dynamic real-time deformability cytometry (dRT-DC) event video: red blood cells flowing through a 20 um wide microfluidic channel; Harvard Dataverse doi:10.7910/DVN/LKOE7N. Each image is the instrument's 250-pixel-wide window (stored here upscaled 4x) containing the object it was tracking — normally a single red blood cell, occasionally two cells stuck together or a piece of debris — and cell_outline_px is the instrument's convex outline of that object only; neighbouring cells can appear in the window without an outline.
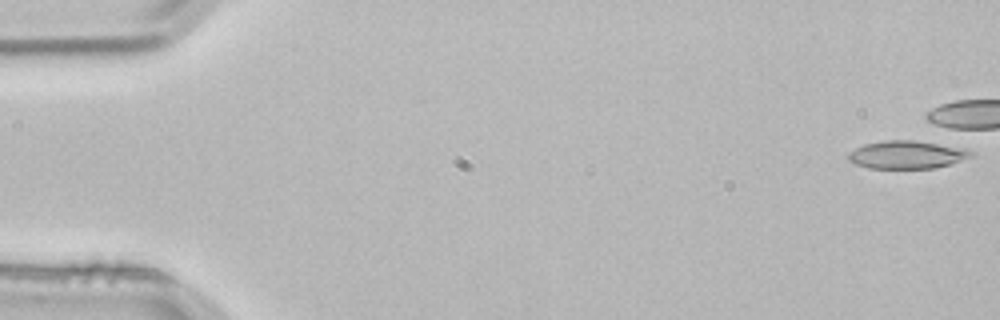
{"species": "common noctule bat (a hibernating species)", "species_latin": "Nyctalus noctula", "temperature_condition": "room temperature", "stored_images_in_passage": 5, "camera_frame_rate_fps": 3000, "um_per_image_px": 0.085, "animal": {"sex": "male", "body_mass_g": 21.5, "forearm_length_mm": 52.0}, "frame": {"image": 1, "passage_image": 1, "time_ms": 0.0, "image_size_px": [1000, 320], "cell_outline_px": [[972, 156], [936, 168], [868, 168], [856, 164], [848, 160], [848, 152], [864, 144], [884, 140], [912, 140], [964, 148], [972, 152]], "centroid_in_image_um": [77.03, 13.15], "position_along_channel_um": 8.0, "area_um2": 19.71}}